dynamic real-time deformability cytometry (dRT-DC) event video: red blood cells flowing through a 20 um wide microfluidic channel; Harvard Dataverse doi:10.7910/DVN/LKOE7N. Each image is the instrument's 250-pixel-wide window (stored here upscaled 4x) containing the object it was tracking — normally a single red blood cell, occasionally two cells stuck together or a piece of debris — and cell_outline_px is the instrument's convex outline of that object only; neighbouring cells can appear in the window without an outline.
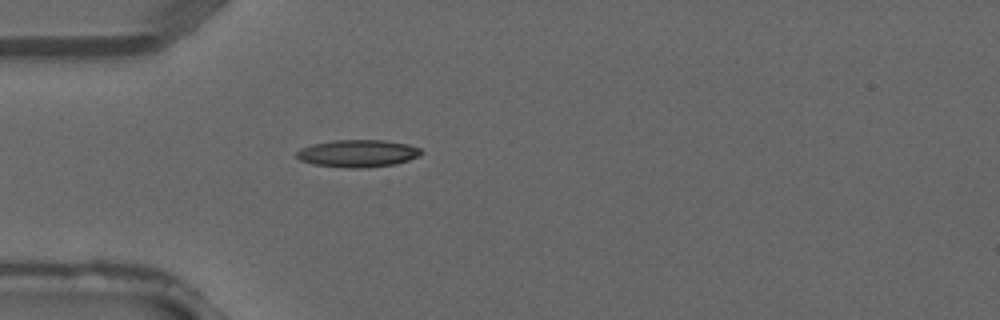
{"species": "common noctule bat (a hibernating species)", "species_latin": "Nyctalus noctula", "temperature_condition": "warm", "stored_images_in_passage": 1, "camera_frame_rate_fps": 3000, "um_per_image_px": 0.085, "animal": {"sex": "male", "forearm_length_mm": 52.5}, "frame": {"image": 1, "passage_image": 1, "time_ms": 0.0, "image_size_px": [1000, 320], "cell_outline_px": [[424, 152], [420, 156], [396, 164], [364, 168], [348, 168], [316, 164], [300, 160], [296, 156], [296, 152], [300, 148], [312, 144], [332, 140], [384, 140], [408, 144], [420, 148]], "centroid_in_image_um": [30.44, 13.03], "position_along_channel_um": 54.6, "area_um2": 19.94}}